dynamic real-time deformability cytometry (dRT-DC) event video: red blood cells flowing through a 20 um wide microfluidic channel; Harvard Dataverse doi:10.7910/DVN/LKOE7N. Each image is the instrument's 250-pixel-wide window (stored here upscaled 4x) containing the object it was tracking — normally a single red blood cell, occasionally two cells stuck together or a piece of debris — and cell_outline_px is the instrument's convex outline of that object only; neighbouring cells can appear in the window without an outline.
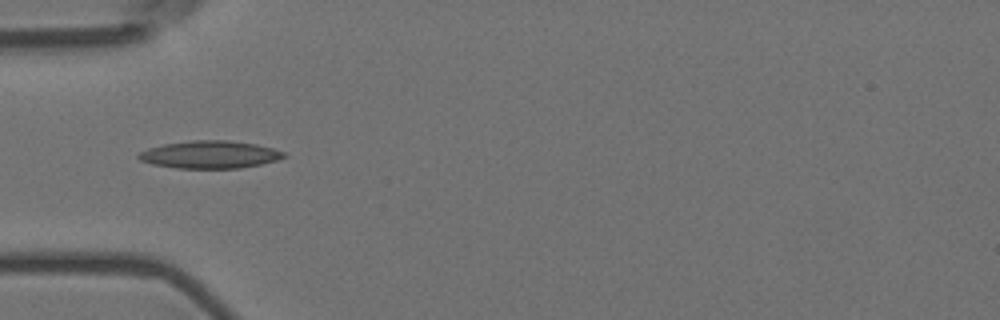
{"species": "Egyptian fruit bat (a non-hibernating species)", "species_latin": "Rousettus aegyptiacus", "temperature_condition": "room temperature", "stored_images_in_passage": 6, "camera_frame_rate_fps": 3000, "um_per_image_px": 0.085, "animal": {"sex": "female"}, "frame": {"image": 1, "passage_image": 5, "time_ms": 1.333, "image_size_px": [1000, 320], "cell_outline_px": [[288, 156], [276, 160], [260, 164], [240, 168], [176, 168], [152, 164], [140, 160], [136, 156], [140, 152], [148, 148], [164, 144], [192, 140], [228, 140], [256, 144], [272, 148], [284, 152]], "centroid_in_image_um": [17.83, 13.13], "position_along_channel_um": 67.2, "area_um2": 23.29}}
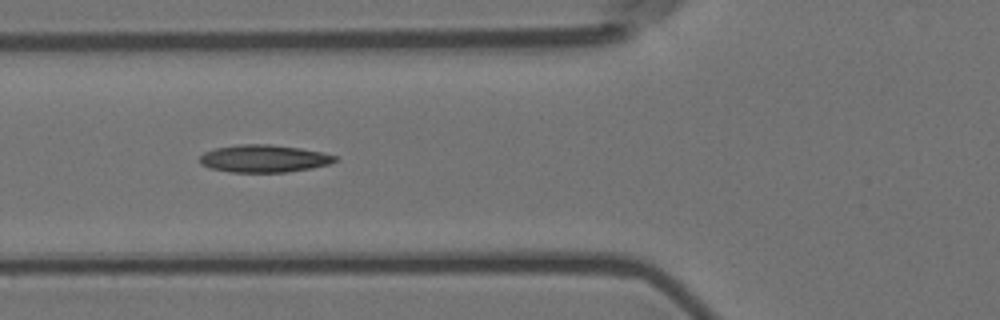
{"frame": {"image": 2, "passage_image": 6, "time_ms": 1.667, "image_size_px": [1000, 320], "cell_outline_px": [[340, 160], [328, 164], [312, 168], [288, 172], [232, 172], [212, 168], [200, 164], [200, 156], [204, 152], [216, 148], [240, 144], [268, 144], [300, 148], [324, 152], [340, 156]], "centroid_in_image_um": [22.51, 13.47], "position_along_channel_um": 103.3, "area_um2": 21.79}}